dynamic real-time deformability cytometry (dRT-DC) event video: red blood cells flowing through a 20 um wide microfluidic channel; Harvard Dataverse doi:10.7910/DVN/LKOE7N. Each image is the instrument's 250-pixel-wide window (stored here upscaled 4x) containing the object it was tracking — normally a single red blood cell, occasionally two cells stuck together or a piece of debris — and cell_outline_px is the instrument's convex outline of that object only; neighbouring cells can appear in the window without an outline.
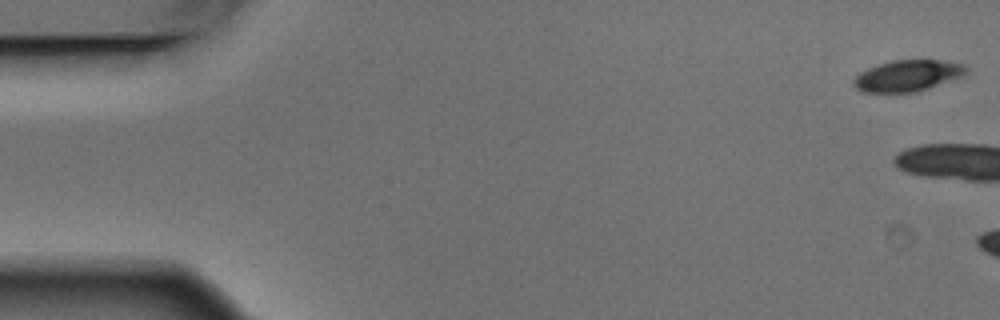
{"species": "Egyptian fruit bat (a non-hibernating species)", "species_latin": "Rousettus aegyptiacus", "temperature_condition": "warm", "stored_images_in_passage": 3, "camera_frame_rate_fps": 3000, "um_per_image_px": 0.085, "animal": {"sex": "male"}, "frame": {"image": 1, "passage_image": 1, "time_ms": 0.0, "image_size_px": [1000, 320], "cell_outline_px": [[968, 72], [964, 76], [916, 92], [864, 92], [856, 88], [852, 84], [852, 80], [860, 72], [868, 68], [892, 60], [940, 60], [964, 64], [968, 68]], "centroid_in_image_um": [77.17, 6.43], "position_along_channel_um": 7.8, "area_um2": 20.52}}